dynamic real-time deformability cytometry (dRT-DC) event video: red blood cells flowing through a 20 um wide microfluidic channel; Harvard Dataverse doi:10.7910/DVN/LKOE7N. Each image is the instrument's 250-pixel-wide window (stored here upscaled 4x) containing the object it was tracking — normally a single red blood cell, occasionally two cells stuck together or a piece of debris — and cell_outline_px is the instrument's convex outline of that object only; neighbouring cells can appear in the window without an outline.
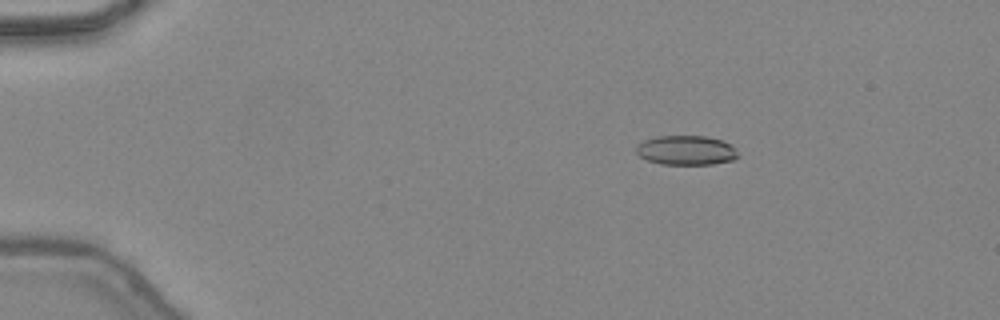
{"species": "common noctule bat (a hibernating species)", "species_latin": "Nyctalus noctula", "temperature_condition": "warm", "stored_images_in_passage": 43, "camera_frame_rate_fps": 3000, "um_per_image_px": 0.085, "animal": {"sex": "female", "body_mass_g": 24.6, "forearm_length_mm": 56.2}, "frame": {"image": 1, "passage_image": 4, "time_ms": 1.0, "image_size_px": [1000, 320], "cell_outline_px": [[740, 156], [732, 160], [712, 164], [660, 164], [648, 160], [640, 156], [636, 152], [636, 144], [644, 140], [656, 136], [704, 136], [724, 140], [732, 144], [736, 148]], "centroid_in_image_um": [58.35, 12.76], "position_along_channel_um": 26.6, "area_um2": 17.69}}
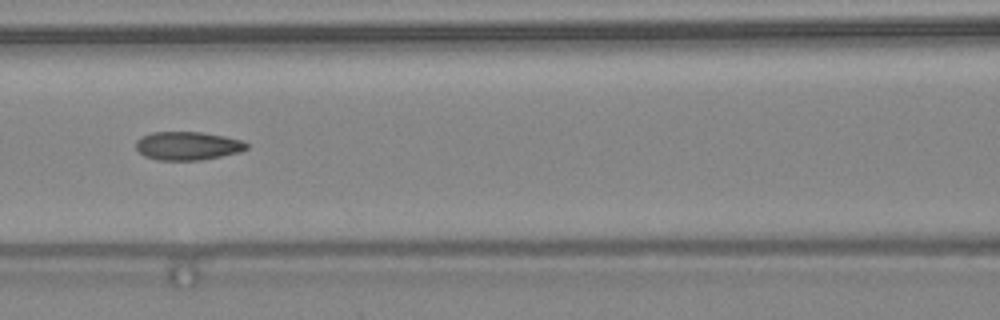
{"frame": {"image": 2, "passage_image": 18, "time_ms": 5.667, "image_size_px": [1000, 320], "cell_outline_px": [[248, 148], [240, 152], [200, 160], [156, 160], [144, 156], [136, 148], [136, 140], [140, 136], [152, 132], [200, 132], [224, 136], [244, 140], [248, 144]], "centroid_in_image_um": [15.94, 12.39], "position_along_channel_um": 150.7, "area_um2": 18.44}}
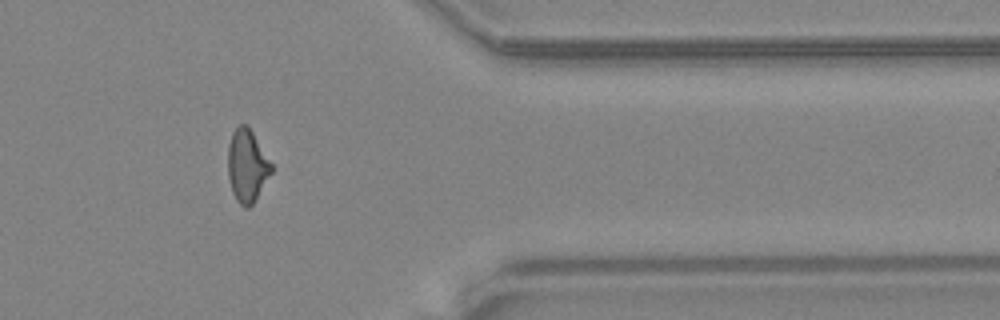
{"frame": {"image": 3, "passage_image": 35, "time_ms": 11.333, "image_size_px": [1000, 320], "cell_outline_px": [[272, 172], [256, 200], [248, 208], [244, 208], [236, 200], [232, 192], [228, 176], [228, 144], [232, 132], [240, 124], [248, 124], [272, 164]], "centroid_in_image_um": [21.0, 14.09], "position_along_channel_um": 390.4, "area_um2": 18.55}, "authors_computed_cell_mechanics": {"area_um2": 18.3226, "velocity_mm_per_s": 4.4952, "shape_relaxation_time_tau1_ms": null, "shape_relaxation_time_tau2_ms": 1.5722, "deformation_change_tau1": null, "deformation_change_tau2": 0.0818}}